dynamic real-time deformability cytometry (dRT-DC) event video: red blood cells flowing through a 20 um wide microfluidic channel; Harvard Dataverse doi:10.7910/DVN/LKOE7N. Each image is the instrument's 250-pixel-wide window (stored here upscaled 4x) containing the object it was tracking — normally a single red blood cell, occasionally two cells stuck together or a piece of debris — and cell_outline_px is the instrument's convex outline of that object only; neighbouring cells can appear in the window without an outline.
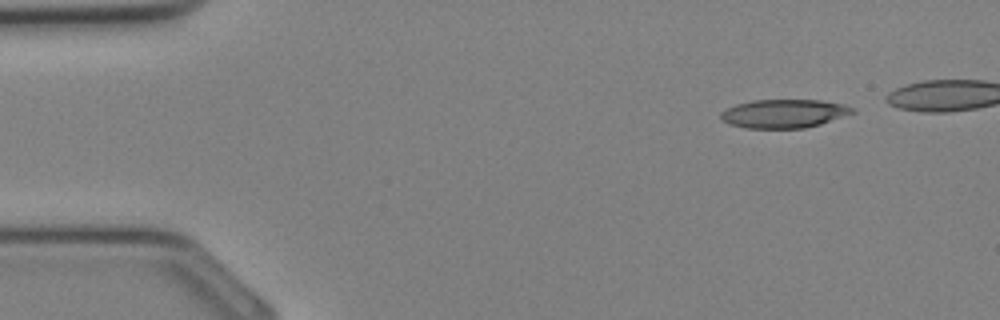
{"species": "Egyptian fruit bat (a non-hibernating species)", "species_latin": "Rousettus aegyptiacus", "temperature_condition": "cold", "stored_images_in_passage": 28, "camera_frame_rate_fps": 3000, "um_per_image_px": 0.085, "animal": {"sex": "female"}, "frame": {"image": 1, "passage_image": 1, "time_ms": 0.0, "image_size_px": [1000, 320], "cell_outline_px": [[856, 112], [820, 124], [804, 128], [744, 128], [728, 124], [720, 116], [720, 112], [736, 104], [752, 100], [820, 100], [844, 104], [852, 108]], "centroid_in_image_um": [66.62, 9.65], "position_along_channel_um": 18.4, "area_um2": 21.85}}
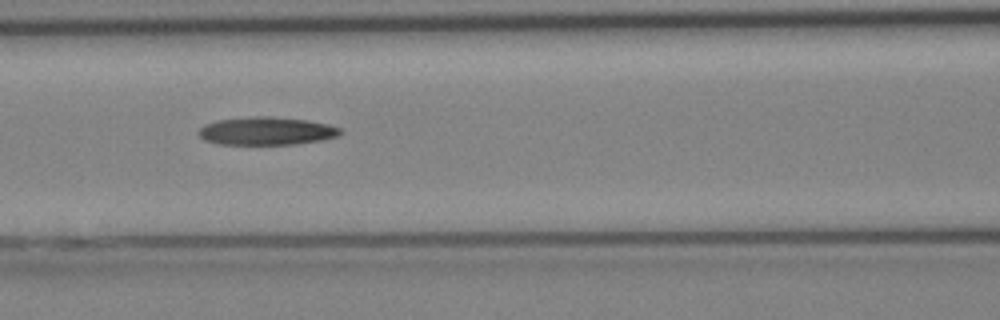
{"frame": {"image": 2, "passage_image": 12, "time_ms": 3.667, "image_size_px": [1000, 320], "cell_outline_px": [[344, 132], [340, 136], [320, 140], [296, 144], [216, 144], [204, 140], [196, 132], [204, 124], [216, 120], [256, 116], [268, 116], [308, 120], [328, 124], [340, 128]], "centroid_in_image_um": [22.65, 11.13], "position_along_channel_um": 144.0, "area_um2": 23.29}}
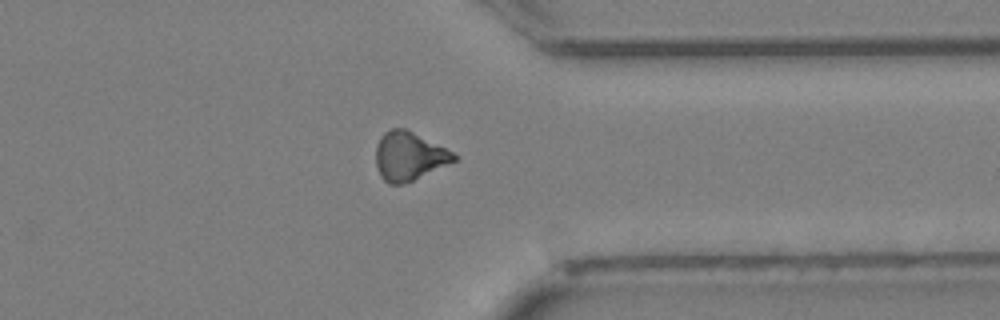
{"frame": {"image": 3, "passage_image": 24, "time_ms": 7.667, "image_size_px": [1000, 320], "cell_outline_px": [[460, 156], [456, 160], [412, 180], [400, 184], [388, 184], [380, 176], [376, 164], [376, 144], [380, 136], [384, 132], [392, 128], [404, 128]], "centroid_in_image_um": [34.72, 13.27], "position_along_channel_um": 376.7, "area_um2": 21.68}}